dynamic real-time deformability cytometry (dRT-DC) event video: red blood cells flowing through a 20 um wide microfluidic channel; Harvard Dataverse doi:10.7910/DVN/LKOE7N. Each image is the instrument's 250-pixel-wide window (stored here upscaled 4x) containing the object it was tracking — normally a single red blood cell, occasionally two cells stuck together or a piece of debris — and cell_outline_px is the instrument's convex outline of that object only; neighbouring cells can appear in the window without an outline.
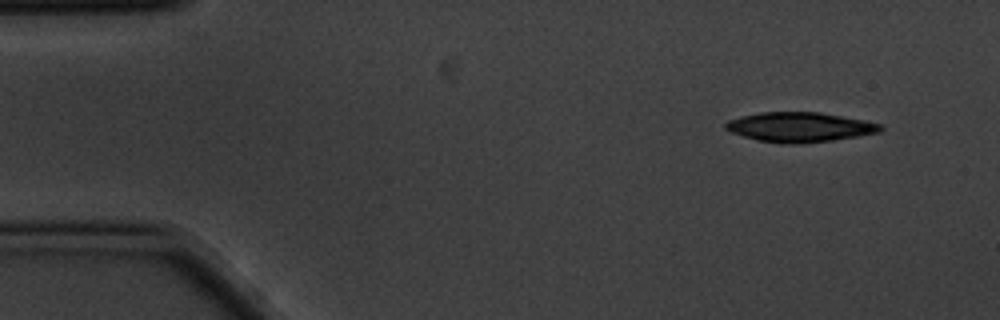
{"species": "common noctule bat (a hibernating species)", "species_latin": "Nyctalus noctula", "temperature_condition": "cold", "stored_images_in_passage": 3, "camera_frame_rate_fps": 3000, "um_per_image_px": 0.085, "animal": {"sex": "male", "body_mass_g": 20.1, "forearm_length_mm": 53.5}, "frame": {"image": 1, "passage_image": 1, "time_ms": 0.0, "image_size_px": [1000, 320], "cell_outline_px": [[884, 128], [880, 132], [832, 140], [792, 144], [788, 144], [756, 140], [732, 132], [724, 128], [724, 124], [728, 120], [740, 116], [760, 112], [820, 112], [864, 120], [880, 124]], "centroid_in_image_um": [67.95, 10.79], "position_along_channel_um": 17.1, "area_um2": 26.65}}